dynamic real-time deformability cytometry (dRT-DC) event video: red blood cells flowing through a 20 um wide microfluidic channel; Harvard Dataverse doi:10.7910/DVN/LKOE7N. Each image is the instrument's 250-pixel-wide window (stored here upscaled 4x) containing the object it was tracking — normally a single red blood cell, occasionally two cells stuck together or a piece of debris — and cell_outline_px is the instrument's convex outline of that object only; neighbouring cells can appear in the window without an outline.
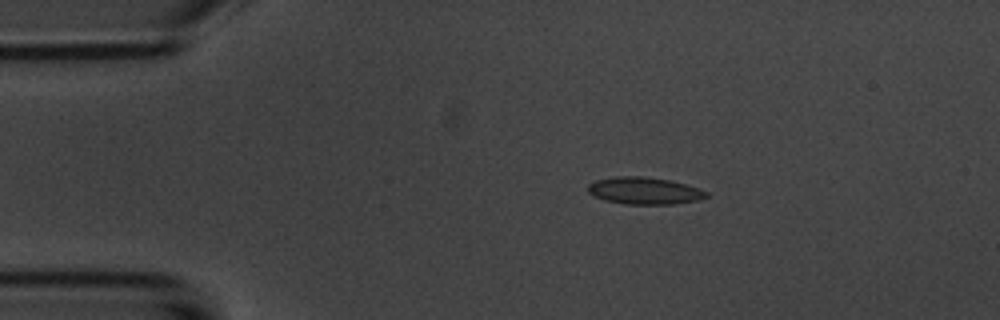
{"species": "common noctule bat (a hibernating species)", "species_latin": "Nyctalus noctula", "temperature_condition": "room temperature", "stored_images_in_passage": 9, "camera_frame_rate_fps": 3000, "um_per_image_px": 0.085, "animal": {"sex": "male", "body_mass_g": 20.1, "forearm_length_mm": 53.5}, "frame": {"image": 1, "passage_image": 3, "time_ms": 2.333, "image_size_px": [1000, 320], "cell_outline_px": [[708, 196], [696, 200], [672, 204], [628, 204], [604, 200], [588, 192], [588, 184], [596, 180], [616, 176], [640, 176], [668, 180], [684, 184], [708, 192]], "centroid_in_image_um": [54.73, 16.21], "position_along_channel_um": 30.3, "area_um2": 18.32}}
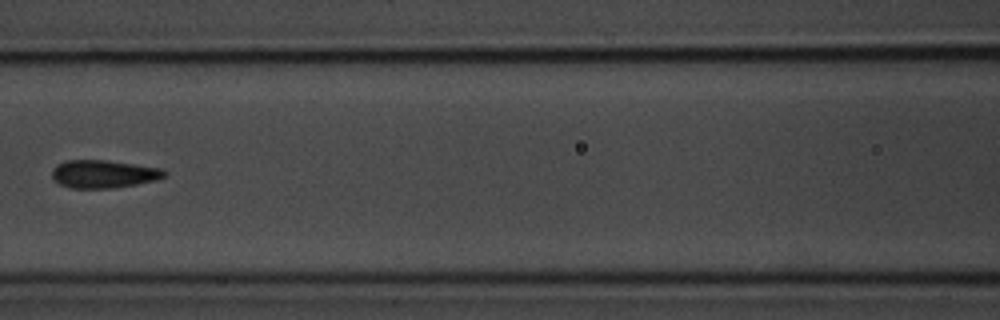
{"frame": {"image": 2, "passage_image": 7, "time_ms": 7.0, "image_size_px": [1000, 320], "cell_outline_px": [[168, 172], [164, 176], [156, 180], [116, 188], [68, 188], [52, 180], [52, 168], [56, 164], [64, 160], [104, 160], [160, 168]], "centroid_in_image_um": [8.74, 14.79], "position_along_channel_um": 157.9, "area_um2": 18.38}}
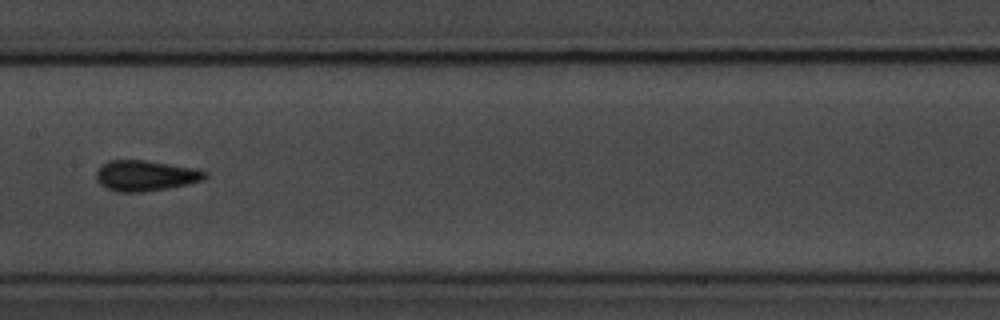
{"frame": {"image": 3, "passage_image": 8, "time_ms": 8.0, "image_size_px": [1000, 320], "cell_outline_px": [[208, 176], [204, 180], [168, 188], [140, 192], [116, 192], [100, 184], [96, 180], [96, 172], [108, 160], [148, 160], [192, 168], [208, 172]], "centroid_in_image_um": [12.37, 14.93], "position_along_channel_um": 195.0, "area_um2": 19.31}}